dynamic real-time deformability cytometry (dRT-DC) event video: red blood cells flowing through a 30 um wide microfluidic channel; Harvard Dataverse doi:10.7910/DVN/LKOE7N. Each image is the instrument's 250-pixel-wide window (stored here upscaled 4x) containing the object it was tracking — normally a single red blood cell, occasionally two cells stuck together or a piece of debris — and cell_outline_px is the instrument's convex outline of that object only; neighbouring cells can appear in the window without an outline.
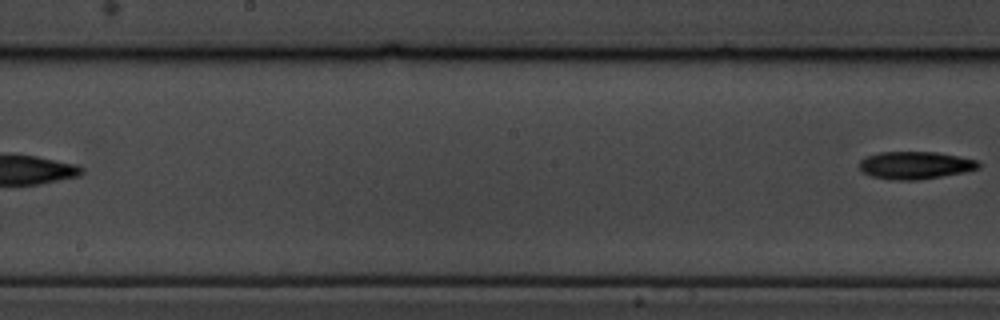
{"species": "common noctule bat (a hibernating species)", "species_latin": "Nyctalus noctula", "temperature_condition": "cold", "stored_images_in_passage": 6, "segment_of_instrument_passage": [2, 2], "camera_frame_rate_fps": 3000, "um_per_image_px": 0.085, "animal": {"sex": "male", "body_mass_g": 19.5, "forearm_length_mm": 54.6}, "frame": {"image": 1, "passage_image": 6, "time_ms": 6.0, "image_size_px": [1000, 320], "cell_outline_px": [[980, 168], [964, 172], [916, 180], [892, 180], [872, 176], [860, 172], [860, 160], [868, 156], [880, 152], [936, 152], [976, 160], [980, 164]], "centroid_in_image_um": [77.76, 14.05], "position_along_channel_um": 170.4, "area_um2": 18.96}}